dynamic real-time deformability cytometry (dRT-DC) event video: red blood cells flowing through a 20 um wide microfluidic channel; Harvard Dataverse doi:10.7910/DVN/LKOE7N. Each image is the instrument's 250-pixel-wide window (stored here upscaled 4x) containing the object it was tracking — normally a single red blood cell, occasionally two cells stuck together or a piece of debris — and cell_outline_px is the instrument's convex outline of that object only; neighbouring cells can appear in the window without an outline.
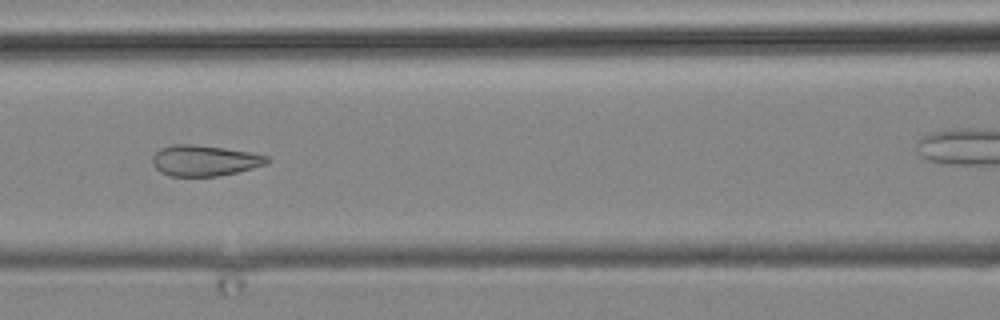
{"species": "common noctule bat (a hibernating species)", "species_latin": "Nyctalus noctula", "temperature_condition": "cold", "stored_images_in_passage": 16, "camera_frame_rate_fps": 3000, "um_per_image_px": 0.085, "animal": {"sex": "male", "body_mass_g": 19.2, "forearm_length_mm": 51.8}, "frame": {"image": 1, "passage_image": 12, "time_ms": 12.667, "image_size_px": [1000, 320], "cell_outline_px": [[272, 160], [268, 164], [236, 172], [216, 176], [168, 176], [160, 172], [152, 164], [152, 156], [160, 148], [172, 144], [192, 144], [224, 148], [252, 152], [268, 156]], "centroid_in_image_um": [17.39, 13.64], "position_along_channel_um": 149.2, "area_um2": 20.75}}
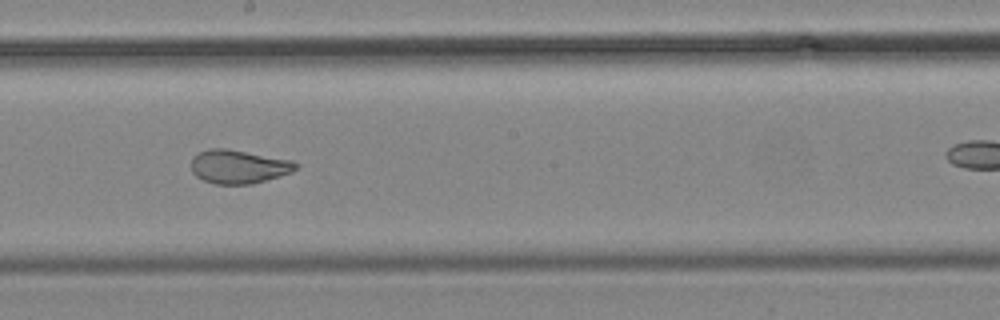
{"frame": {"image": 2, "passage_image": 14, "time_ms": 15.0, "image_size_px": [1000, 320], "cell_outline_px": [[300, 164], [292, 172], [252, 184], [216, 184], [204, 180], [196, 176], [192, 172], [192, 156], [208, 148], [224, 148], [292, 160]], "centroid_in_image_um": [20.28, 14.16], "position_along_channel_um": 227.9, "area_um2": 20.4}}